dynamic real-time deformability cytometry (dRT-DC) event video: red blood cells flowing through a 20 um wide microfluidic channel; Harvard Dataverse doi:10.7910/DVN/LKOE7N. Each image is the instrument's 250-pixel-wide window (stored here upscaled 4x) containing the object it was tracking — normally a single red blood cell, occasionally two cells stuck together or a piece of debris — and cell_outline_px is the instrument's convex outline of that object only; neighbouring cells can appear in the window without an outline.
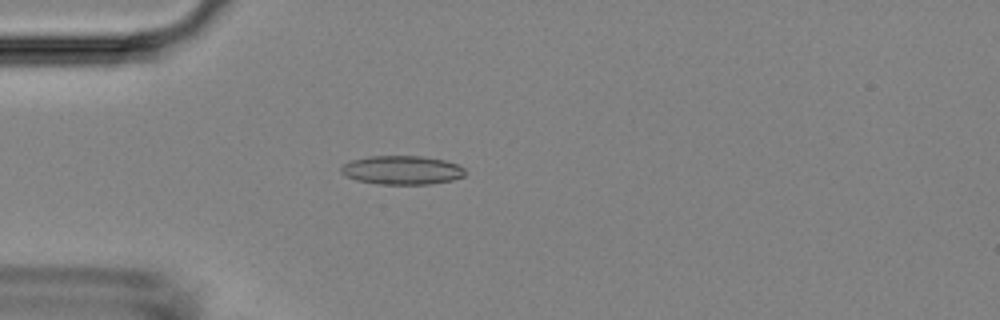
{"species": "Egyptian fruit bat (a non-hibernating species)", "species_latin": "Rousettus aegyptiacus", "temperature_condition": "room temperature", "stored_images_in_passage": 53, "camera_frame_rate_fps": 3000, "um_per_image_px": 0.085, "animal": {"sex": "female"}, "frame": {"image": 1, "passage_image": 15, "time_ms": 4.667, "image_size_px": [1000, 320], "cell_outline_px": [[468, 172], [464, 176], [452, 180], [428, 184], [376, 184], [356, 180], [344, 176], [340, 172], [340, 168], [344, 164], [352, 160], [368, 156], [424, 156], [444, 160], [456, 164], [464, 168]], "centroid_in_image_um": [34.16, 14.46], "position_along_channel_um": 50.8, "area_um2": 20.98}}
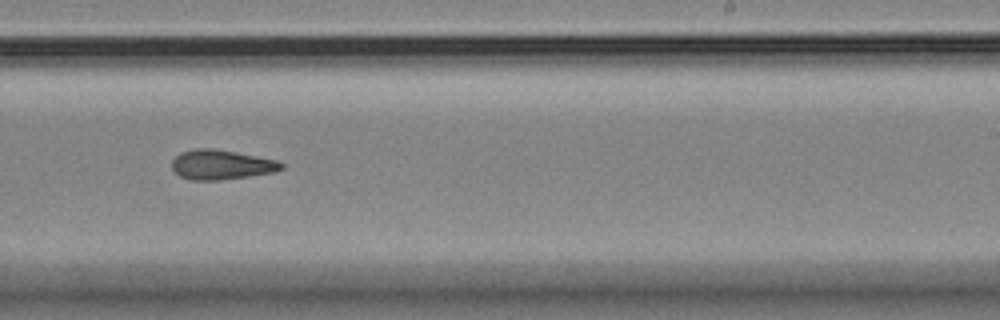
{"frame": {"image": 2, "passage_image": 33, "time_ms": 10.667, "image_size_px": [1000, 320], "cell_outline_px": [[284, 168], [276, 172], [220, 180], [188, 180], [180, 176], [172, 168], [172, 160], [180, 152], [196, 148], [212, 148], [236, 152], [280, 160], [284, 164]], "centroid_in_image_um": [18.84, 13.99], "position_along_channel_um": 270.2, "area_um2": 19.13}}
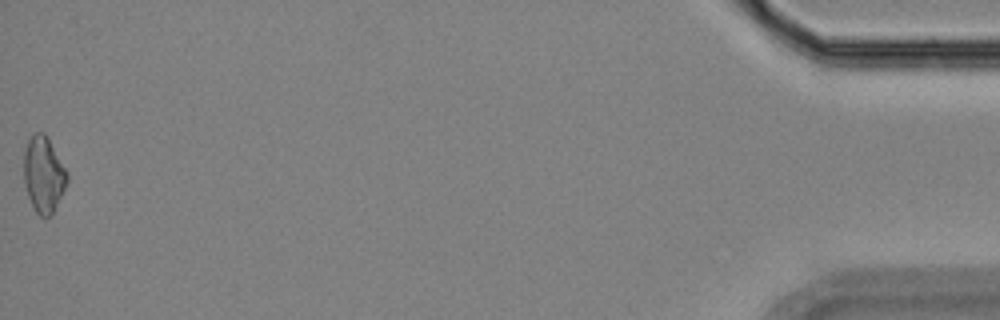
{"frame": {"image": 3, "passage_image": 53, "time_ms": 17.333, "image_size_px": [1000, 320], "cell_outline_px": [[68, 180], [52, 216], [40, 216], [36, 212], [28, 196], [24, 184], [24, 148], [32, 132], [44, 132], [48, 136], [68, 172]], "centroid_in_image_um": [3.71, 14.79], "position_along_channel_um": 431.5, "area_um2": 19.42}, "authors_computed_cell_mechanics": {"area_um2": 19.3052, "velocity_mm_per_s": 3.8218, "shape_relaxation_time_tau1_ms": 7.9369, "shape_relaxation_time_tau2_ms": 4.8179, "deformation_change_tau1": 0.1635, "deformation_change_tau2": 0.1469}}